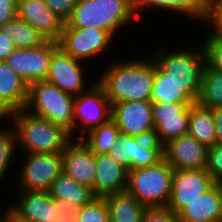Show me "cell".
<instances>
[{"label":"cell","instance_id":"obj_4","mask_svg":"<svg viewBox=\"0 0 222 222\" xmlns=\"http://www.w3.org/2000/svg\"><path fill=\"white\" fill-rule=\"evenodd\" d=\"M166 48V49H165ZM167 49L155 47L149 54L156 64L169 75L193 102H198L201 92L202 70L205 65V55L202 44L194 49ZM154 50V51H153ZM153 51V52H152Z\"/></svg>","mask_w":222,"mask_h":222},{"label":"cell","instance_id":"obj_18","mask_svg":"<svg viewBox=\"0 0 222 222\" xmlns=\"http://www.w3.org/2000/svg\"><path fill=\"white\" fill-rule=\"evenodd\" d=\"M17 17L37 29L47 40L58 41L64 22L44 0H17Z\"/></svg>","mask_w":222,"mask_h":222},{"label":"cell","instance_id":"obj_22","mask_svg":"<svg viewBox=\"0 0 222 222\" xmlns=\"http://www.w3.org/2000/svg\"><path fill=\"white\" fill-rule=\"evenodd\" d=\"M15 203L7 207L19 218L29 222H44L48 191H17Z\"/></svg>","mask_w":222,"mask_h":222},{"label":"cell","instance_id":"obj_14","mask_svg":"<svg viewBox=\"0 0 222 222\" xmlns=\"http://www.w3.org/2000/svg\"><path fill=\"white\" fill-rule=\"evenodd\" d=\"M150 101H126L112 104L111 119L120 133L138 138H154V122Z\"/></svg>","mask_w":222,"mask_h":222},{"label":"cell","instance_id":"obj_19","mask_svg":"<svg viewBox=\"0 0 222 222\" xmlns=\"http://www.w3.org/2000/svg\"><path fill=\"white\" fill-rule=\"evenodd\" d=\"M28 98V84L5 61H0V118L24 109Z\"/></svg>","mask_w":222,"mask_h":222},{"label":"cell","instance_id":"obj_39","mask_svg":"<svg viewBox=\"0 0 222 222\" xmlns=\"http://www.w3.org/2000/svg\"><path fill=\"white\" fill-rule=\"evenodd\" d=\"M142 222H179L178 215L168 208H147Z\"/></svg>","mask_w":222,"mask_h":222},{"label":"cell","instance_id":"obj_30","mask_svg":"<svg viewBox=\"0 0 222 222\" xmlns=\"http://www.w3.org/2000/svg\"><path fill=\"white\" fill-rule=\"evenodd\" d=\"M0 120H2V118H0ZM1 127H0V182L3 181L4 175L8 176V174H6L7 171L9 172L8 168L9 169L13 168V166L12 167L9 166L11 164L13 165L14 159L16 160L15 155L17 152L16 134L12 125L9 123V125L6 127L2 126L1 123Z\"/></svg>","mask_w":222,"mask_h":222},{"label":"cell","instance_id":"obj_34","mask_svg":"<svg viewBox=\"0 0 222 222\" xmlns=\"http://www.w3.org/2000/svg\"><path fill=\"white\" fill-rule=\"evenodd\" d=\"M212 0H178V14L200 20L205 19Z\"/></svg>","mask_w":222,"mask_h":222},{"label":"cell","instance_id":"obj_36","mask_svg":"<svg viewBox=\"0 0 222 222\" xmlns=\"http://www.w3.org/2000/svg\"><path fill=\"white\" fill-rule=\"evenodd\" d=\"M206 170L210 173L215 183L222 184V144L208 147Z\"/></svg>","mask_w":222,"mask_h":222},{"label":"cell","instance_id":"obj_7","mask_svg":"<svg viewBox=\"0 0 222 222\" xmlns=\"http://www.w3.org/2000/svg\"><path fill=\"white\" fill-rule=\"evenodd\" d=\"M16 191H49L53 181L63 172L62 153H24Z\"/></svg>","mask_w":222,"mask_h":222},{"label":"cell","instance_id":"obj_40","mask_svg":"<svg viewBox=\"0 0 222 222\" xmlns=\"http://www.w3.org/2000/svg\"><path fill=\"white\" fill-rule=\"evenodd\" d=\"M17 17V0H0V27Z\"/></svg>","mask_w":222,"mask_h":222},{"label":"cell","instance_id":"obj_37","mask_svg":"<svg viewBox=\"0 0 222 222\" xmlns=\"http://www.w3.org/2000/svg\"><path fill=\"white\" fill-rule=\"evenodd\" d=\"M152 7V8H151ZM144 8L161 10L166 13L178 14V0H135V9L137 17L142 16ZM142 11V12H141ZM168 11V12H167ZM140 15V16H139Z\"/></svg>","mask_w":222,"mask_h":222},{"label":"cell","instance_id":"obj_25","mask_svg":"<svg viewBox=\"0 0 222 222\" xmlns=\"http://www.w3.org/2000/svg\"><path fill=\"white\" fill-rule=\"evenodd\" d=\"M188 134L207 147L216 144V128L211 108L199 102H193L189 106Z\"/></svg>","mask_w":222,"mask_h":222},{"label":"cell","instance_id":"obj_9","mask_svg":"<svg viewBox=\"0 0 222 222\" xmlns=\"http://www.w3.org/2000/svg\"><path fill=\"white\" fill-rule=\"evenodd\" d=\"M113 39L103 29L72 28L69 25H64L61 37L57 42L65 53L75 59L87 62L104 55L105 50L108 53V50L112 47Z\"/></svg>","mask_w":222,"mask_h":222},{"label":"cell","instance_id":"obj_15","mask_svg":"<svg viewBox=\"0 0 222 222\" xmlns=\"http://www.w3.org/2000/svg\"><path fill=\"white\" fill-rule=\"evenodd\" d=\"M193 102L152 103L154 139L163 147L170 140L188 134L189 106Z\"/></svg>","mask_w":222,"mask_h":222},{"label":"cell","instance_id":"obj_26","mask_svg":"<svg viewBox=\"0 0 222 222\" xmlns=\"http://www.w3.org/2000/svg\"><path fill=\"white\" fill-rule=\"evenodd\" d=\"M0 29L15 48H35L48 41L37 29L18 17L5 23Z\"/></svg>","mask_w":222,"mask_h":222},{"label":"cell","instance_id":"obj_33","mask_svg":"<svg viewBox=\"0 0 222 222\" xmlns=\"http://www.w3.org/2000/svg\"><path fill=\"white\" fill-rule=\"evenodd\" d=\"M202 40L205 64L211 69L222 72V40L212 39L205 35Z\"/></svg>","mask_w":222,"mask_h":222},{"label":"cell","instance_id":"obj_31","mask_svg":"<svg viewBox=\"0 0 222 222\" xmlns=\"http://www.w3.org/2000/svg\"><path fill=\"white\" fill-rule=\"evenodd\" d=\"M79 207L51 197L48 191L44 222H77Z\"/></svg>","mask_w":222,"mask_h":222},{"label":"cell","instance_id":"obj_6","mask_svg":"<svg viewBox=\"0 0 222 222\" xmlns=\"http://www.w3.org/2000/svg\"><path fill=\"white\" fill-rule=\"evenodd\" d=\"M74 99L75 96L60 90L46 80L35 81L28 85V98L24 109L54 124L63 126L74 136Z\"/></svg>","mask_w":222,"mask_h":222},{"label":"cell","instance_id":"obj_44","mask_svg":"<svg viewBox=\"0 0 222 222\" xmlns=\"http://www.w3.org/2000/svg\"><path fill=\"white\" fill-rule=\"evenodd\" d=\"M4 214H0V222H7L6 220V207H5V211L3 212Z\"/></svg>","mask_w":222,"mask_h":222},{"label":"cell","instance_id":"obj_45","mask_svg":"<svg viewBox=\"0 0 222 222\" xmlns=\"http://www.w3.org/2000/svg\"><path fill=\"white\" fill-rule=\"evenodd\" d=\"M221 203H222V184H221ZM221 222H222V207H221Z\"/></svg>","mask_w":222,"mask_h":222},{"label":"cell","instance_id":"obj_13","mask_svg":"<svg viewBox=\"0 0 222 222\" xmlns=\"http://www.w3.org/2000/svg\"><path fill=\"white\" fill-rule=\"evenodd\" d=\"M214 184L212 176L206 169L174 170L171 196L166 208L179 215L189 203L199 198Z\"/></svg>","mask_w":222,"mask_h":222},{"label":"cell","instance_id":"obj_41","mask_svg":"<svg viewBox=\"0 0 222 222\" xmlns=\"http://www.w3.org/2000/svg\"><path fill=\"white\" fill-rule=\"evenodd\" d=\"M14 50L12 41L0 29V61H5Z\"/></svg>","mask_w":222,"mask_h":222},{"label":"cell","instance_id":"obj_35","mask_svg":"<svg viewBox=\"0 0 222 222\" xmlns=\"http://www.w3.org/2000/svg\"><path fill=\"white\" fill-rule=\"evenodd\" d=\"M205 25L213 27L211 34H207L212 39L222 40V0H212L208 13L202 21Z\"/></svg>","mask_w":222,"mask_h":222},{"label":"cell","instance_id":"obj_21","mask_svg":"<svg viewBox=\"0 0 222 222\" xmlns=\"http://www.w3.org/2000/svg\"><path fill=\"white\" fill-rule=\"evenodd\" d=\"M221 184L215 183L199 198L189 203L179 215V222H221Z\"/></svg>","mask_w":222,"mask_h":222},{"label":"cell","instance_id":"obj_16","mask_svg":"<svg viewBox=\"0 0 222 222\" xmlns=\"http://www.w3.org/2000/svg\"><path fill=\"white\" fill-rule=\"evenodd\" d=\"M163 157L174 170H202L207 167L208 147L185 134L163 146Z\"/></svg>","mask_w":222,"mask_h":222},{"label":"cell","instance_id":"obj_43","mask_svg":"<svg viewBox=\"0 0 222 222\" xmlns=\"http://www.w3.org/2000/svg\"><path fill=\"white\" fill-rule=\"evenodd\" d=\"M6 220L7 222H29V221L19 218L8 207H6Z\"/></svg>","mask_w":222,"mask_h":222},{"label":"cell","instance_id":"obj_12","mask_svg":"<svg viewBox=\"0 0 222 222\" xmlns=\"http://www.w3.org/2000/svg\"><path fill=\"white\" fill-rule=\"evenodd\" d=\"M81 60L71 57L65 53L60 47L52 54L50 60L49 71L46 81L56 85L60 90L73 96H78L82 92L88 90L92 84H87L85 72L86 68Z\"/></svg>","mask_w":222,"mask_h":222},{"label":"cell","instance_id":"obj_10","mask_svg":"<svg viewBox=\"0 0 222 222\" xmlns=\"http://www.w3.org/2000/svg\"><path fill=\"white\" fill-rule=\"evenodd\" d=\"M108 155L129 171L155 164L163 157V147L154 138L119 133Z\"/></svg>","mask_w":222,"mask_h":222},{"label":"cell","instance_id":"obj_27","mask_svg":"<svg viewBox=\"0 0 222 222\" xmlns=\"http://www.w3.org/2000/svg\"><path fill=\"white\" fill-rule=\"evenodd\" d=\"M120 133L116 123L110 119L107 123L91 129L80 139L94 155L108 154L114 147Z\"/></svg>","mask_w":222,"mask_h":222},{"label":"cell","instance_id":"obj_8","mask_svg":"<svg viewBox=\"0 0 222 222\" xmlns=\"http://www.w3.org/2000/svg\"><path fill=\"white\" fill-rule=\"evenodd\" d=\"M111 117L112 105L97 81L88 90L75 96L74 135H78L76 139H80L91 129L107 123Z\"/></svg>","mask_w":222,"mask_h":222},{"label":"cell","instance_id":"obj_2","mask_svg":"<svg viewBox=\"0 0 222 222\" xmlns=\"http://www.w3.org/2000/svg\"><path fill=\"white\" fill-rule=\"evenodd\" d=\"M5 119L13 126L16 134L17 152L51 154L62 153L72 140L70 132L63 126L51 123L20 109L10 113Z\"/></svg>","mask_w":222,"mask_h":222},{"label":"cell","instance_id":"obj_24","mask_svg":"<svg viewBox=\"0 0 222 222\" xmlns=\"http://www.w3.org/2000/svg\"><path fill=\"white\" fill-rule=\"evenodd\" d=\"M108 205L110 222H142L147 209L127 191L103 197Z\"/></svg>","mask_w":222,"mask_h":222},{"label":"cell","instance_id":"obj_3","mask_svg":"<svg viewBox=\"0 0 222 222\" xmlns=\"http://www.w3.org/2000/svg\"><path fill=\"white\" fill-rule=\"evenodd\" d=\"M137 18L135 0H79L64 25L103 29L115 39L120 28Z\"/></svg>","mask_w":222,"mask_h":222},{"label":"cell","instance_id":"obj_5","mask_svg":"<svg viewBox=\"0 0 222 222\" xmlns=\"http://www.w3.org/2000/svg\"><path fill=\"white\" fill-rule=\"evenodd\" d=\"M173 172L164 157L153 165L129 170L126 191L147 208H166Z\"/></svg>","mask_w":222,"mask_h":222},{"label":"cell","instance_id":"obj_23","mask_svg":"<svg viewBox=\"0 0 222 222\" xmlns=\"http://www.w3.org/2000/svg\"><path fill=\"white\" fill-rule=\"evenodd\" d=\"M49 193L52 198L79 208L96 198L90 187L77 183L63 172L53 181Z\"/></svg>","mask_w":222,"mask_h":222},{"label":"cell","instance_id":"obj_1","mask_svg":"<svg viewBox=\"0 0 222 222\" xmlns=\"http://www.w3.org/2000/svg\"><path fill=\"white\" fill-rule=\"evenodd\" d=\"M133 59L111 61L96 79L111 105L126 101H150L155 61L150 55Z\"/></svg>","mask_w":222,"mask_h":222},{"label":"cell","instance_id":"obj_42","mask_svg":"<svg viewBox=\"0 0 222 222\" xmlns=\"http://www.w3.org/2000/svg\"><path fill=\"white\" fill-rule=\"evenodd\" d=\"M212 114L216 128V144H222V107L213 108Z\"/></svg>","mask_w":222,"mask_h":222},{"label":"cell","instance_id":"obj_28","mask_svg":"<svg viewBox=\"0 0 222 222\" xmlns=\"http://www.w3.org/2000/svg\"><path fill=\"white\" fill-rule=\"evenodd\" d=\"M150 102H193L185 93L180 90V87L169 78L155 62V74L153 87L150 96Z\"/></svg>","mask_w":222,"mask_h":222},{"label":"cell","instance_id":"obj_32","mask_svg":"<svg viewBox=\"0 0 222 222\" xmlns=\"http://www.w3.org/2000/svg\"><path fill=\"white\" fill-rule=\"evenodd\" d=\"M77 222H110L108 205L103 197H96L79 208Z\"/></svg>","mask_w":222,"mask_h":222},{"label":"cell","instance_id":"obj_29","mask_svg":"<svg viewBox=\"0 0 222 222\" xmlns=\"http://www.w3.org/2000/svg\"><path fill=\"white\" fill-rule=\"evenodd\" d=\"M198 102L211 109L222 107V72L211 70L206 64L202 70Z\"/></svg>","mask_w":222,"mask_h":222},{"label":"cell","instance_id":"obj_17","mask_svg":"<svg viewBox=\"0 0 222 222\" xmlns=\"http://www.w3.org/2000/svg\"><path fill=\"white\" fill-rule=\"evenodd\" d=\"M62 157L63 173L92 189L96 175L95 155L82 140L72 139L62 152Z\"/></svg>","mask_w":222,"mask_h":222},{"label":"cell","instance_id":"obj_11","mask_svg":"<svg viewBox=\"0 0 222 222\" xmlns=\"http://www.w3.org/2000/svg\"><path fill=\"white\" fill-rule=\"evenodd\" d=\"M58 48V42L51 40L35 48H15L5 62L29 85L46 79L52 54Z\"/></svg>","mask_w":222,"mask_h":222},{"label":"cell","instance_id":"obj_20","mask_svg":"<svg viewBox=\"0 0 222 222\" xmlns=\"http://www.w3.org/2000/svg\"><path fill=\"white\" fill-rule=\"evenodd\" d=\"M96 175L92 191L96 197L126 191L128 170L108 154L95 155Z\"/></svg>","mask_w":222,"mask_h":222},{"label":"cell","instance_id":"obj_38","mask_svg":"<svg viewBox=\"0 0 222 222\" xmlns=\"http://www.w3.org/2000/svg\"><path fill=\"white\" fill-rule=\"evenodd\" d=\"M79 0H44V3L64 23L68 20Z\"/></svg>","mask_w":222,"mask_h":222}]
</instances>
